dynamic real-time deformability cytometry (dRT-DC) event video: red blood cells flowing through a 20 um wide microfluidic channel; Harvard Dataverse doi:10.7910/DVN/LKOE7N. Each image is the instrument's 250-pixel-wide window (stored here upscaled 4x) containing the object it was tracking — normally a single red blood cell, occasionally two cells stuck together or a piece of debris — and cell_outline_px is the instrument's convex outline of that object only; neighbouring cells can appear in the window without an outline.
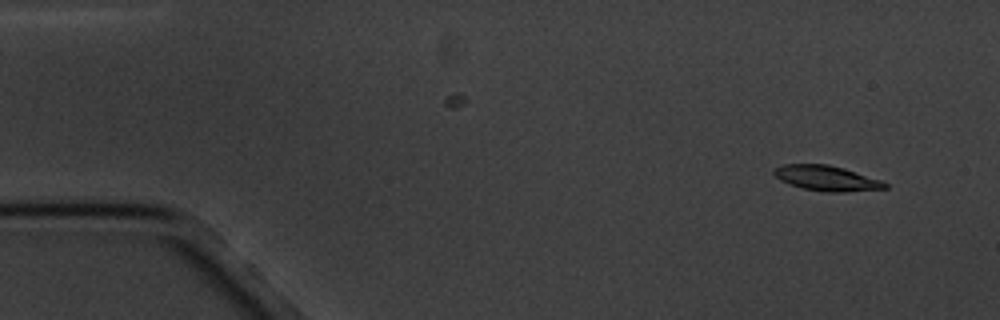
{"species": "common noctule bat (a hibernating species)", "species_latin": "Nyctalus noctula", "temperature_condition": "cold", "stored_images_in_passage": 9, "camera_frame_rate_fps": 3000, "um_per_image_px": 0.085, "animal": {"sex": "male", "body_mass_g": 20.1, "forearm_length_mm": 53.5}, "frame": {"image": 1, "passage_image": 1, "time_ms": 0.0, "image_size_px": [1000, 320], "cell_outline_px": [[888, 188], [844, 192], [824, 192], [804, 188], [780, 180], [772, 172], [776, 168], [784, 164], [828, 164], [844, 168], [884, 180], [888, 184]], "centroid_in_image_um": [70.33, 15.14], "position_along_channel_um": 14.7, "area_um2": 16.3}}
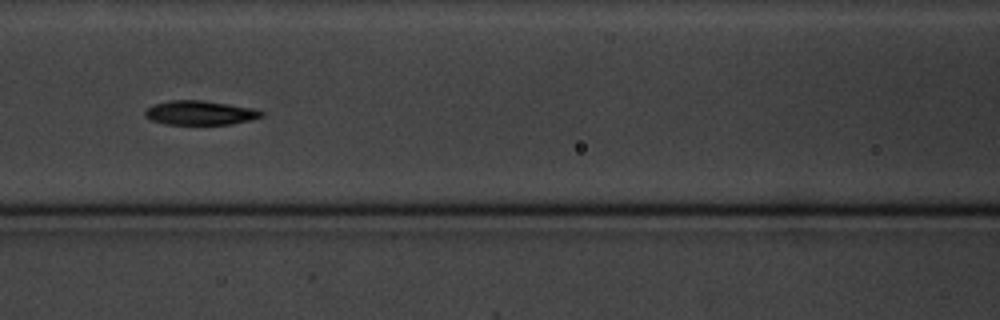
{"frame": {"image": 2, "passage_image": 6, "time_ms": 7.0, "image_size_px": [1000, 320], "cell_outline_px": [[264, 116], [232, 124], [164, 124], [152, 120], [144, 116], [144, 112], [152, 104], [168, 100], [204, 100], [252, 108], [264, 112]], "centroid_in_image_um": [16.97, 9.58], "position_along_channel_um": 149.6, "area_um2": 16.42}}
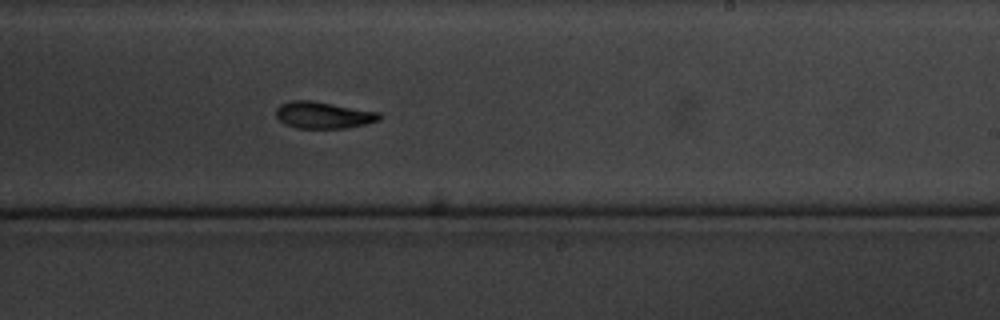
{"frame": {"image": 3, "passage_image": 9, "time_ms": 10.333, "image_size_px": [1000, 320], "cell_outline_px": [[380, 120], [364, 124], [344, 128], [296, 128], [280, 120], [276, 116], [276, 108], [280, 104], [292, 100], [312, 100], [380, 112]], "centroid_in_image_um": [27.48, 9.77], "position_along_channel_um": 261.5, "area_um2": 16.01}}